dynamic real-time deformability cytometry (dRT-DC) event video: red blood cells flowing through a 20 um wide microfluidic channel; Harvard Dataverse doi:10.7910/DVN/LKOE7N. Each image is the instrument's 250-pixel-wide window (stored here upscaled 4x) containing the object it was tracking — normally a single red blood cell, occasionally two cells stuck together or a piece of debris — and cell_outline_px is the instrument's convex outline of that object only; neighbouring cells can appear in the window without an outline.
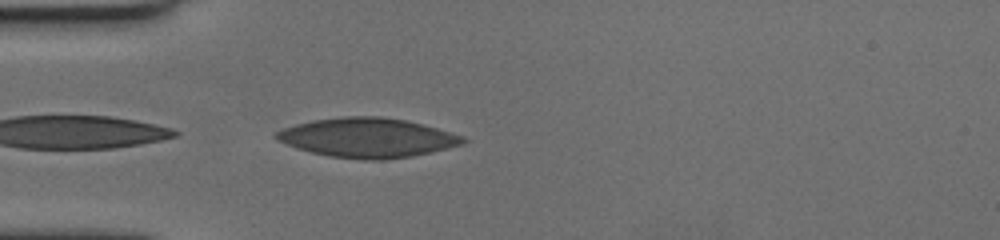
{"species": "human", "species_latin": "Homo sapiens", "temperature_condition": "cold", "stored_images_in_passage": 2, "camera_frame_rate_fps": 3000, "um_per_image_px": 0.085, "donor": {"sex": "female"}, "frame": {"image": 1, "passage_image": 1, "time_ms": 0.0, "image_size_px": [1000, 240], "cell_outline_px": [[468, 140], [464, 144], [432, 152], [412, 156], [384, 160], [364, 160], [328, 156], [296, 148], [276, 140], [272, 136], [276, 132], [284, 128], [296, 124], [312, 120], [344, 116], [380, 116], [404, 120], [436, 128], [464, 136]], "centroid_in_image_um": [31.22, 11.71], "position_along_channel_um": 53.8, "area_um2": 43.0}}